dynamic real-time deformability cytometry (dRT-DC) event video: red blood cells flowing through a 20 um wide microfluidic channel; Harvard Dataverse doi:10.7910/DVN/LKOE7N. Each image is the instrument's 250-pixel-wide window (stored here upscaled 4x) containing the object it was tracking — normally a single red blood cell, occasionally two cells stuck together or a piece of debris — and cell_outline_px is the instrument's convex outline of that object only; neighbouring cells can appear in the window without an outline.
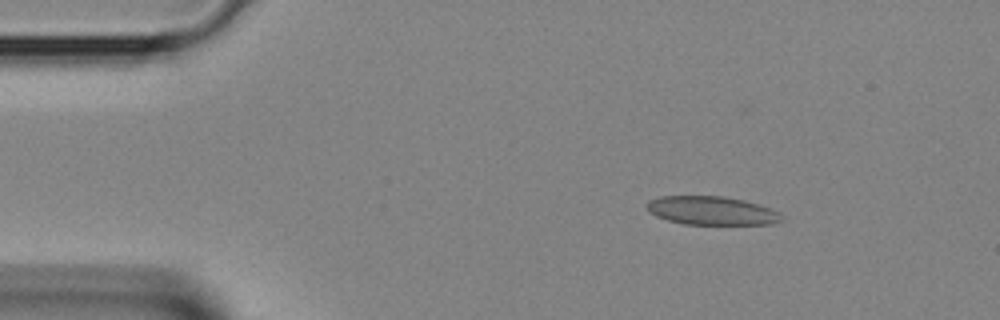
{"species": "Egyptian fruit bat (a non-hibernating species)", "species_latin": "Rousettus aegyptiacus", "temperature_condition": "room temperature", "stored_images_in_passage": 3, "camera_frame_rate_fps": 3000, "um_per_image_px": 0.085, "animal": {"sex": "female"}, "frame": {"image": 1, "passage_image": 2, "time_ms": 0.333, "image_size_px": [1000, 320], "cell_outline_px": [[784, 220], [772, 224], [684, 224], [668, 220], [656, 216], [648, 208], [648, 200], [660, 196], [724, 196], [744, 200], [760, 204], [780, 212]], "centroid_in_image_um": [60.55, 17.9], "position_along_channel_um": 24.5, "area_um2": 22.43}}